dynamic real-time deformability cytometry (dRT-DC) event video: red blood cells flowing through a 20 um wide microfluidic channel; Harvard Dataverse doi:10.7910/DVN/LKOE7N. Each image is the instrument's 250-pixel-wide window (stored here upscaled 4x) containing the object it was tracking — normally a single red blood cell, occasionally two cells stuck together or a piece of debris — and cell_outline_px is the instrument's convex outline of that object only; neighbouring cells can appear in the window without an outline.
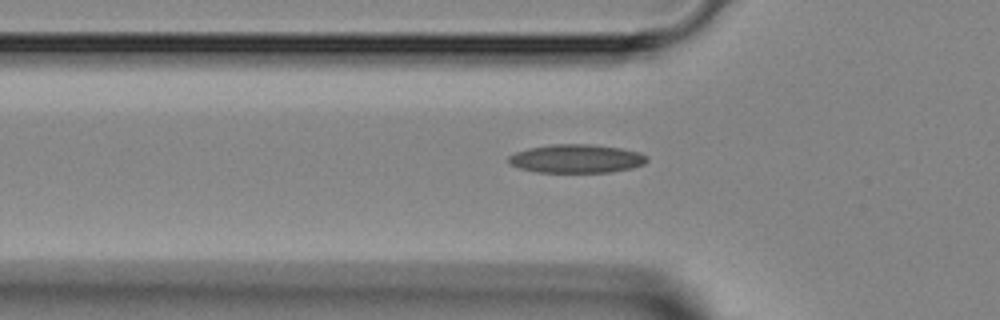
{"species": "Egyptian fruit bat (a non-hibernating species)", "species_latin": "Rousettus aegyptiacus", "temperature_condition": "room temperature", "stored_images_in_passage": 35, "camera_frame_rate_fps": 3000, "um_per_image_px": 0.085, "animal": {"sex": "female"}, "frame": {"image": 1, "passage_image": 5, "time_ms": 1.333, "image_size_px": [1000, 320], "cell_outline_px": [[648, 160], [644, 164], [632, 168], [612, 172], [536, 172], [520, 168], [508, 164], [508, 156], [516, 152], [528, 148], [552, 144], [588, 144], [620, 148], [640, 152], [648, 156]], "centroid_in_image_um": [49.0, 13.49], "position_along_channel_um": 76.8, "area_um2": 23.12}}
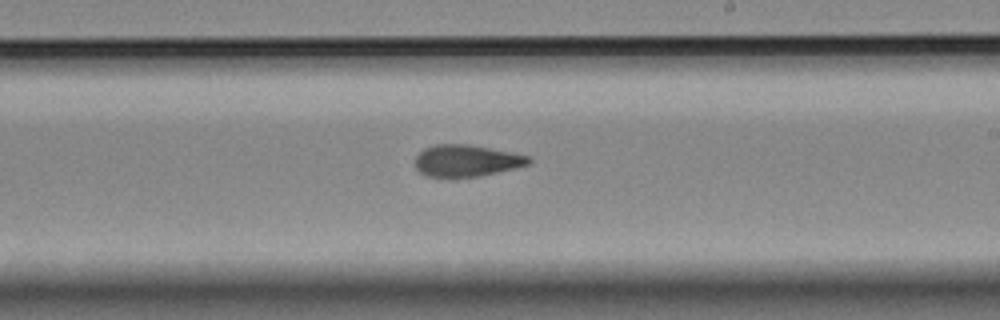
{"frame": {"image": 2, "passage_image": 17, "time_ms": 5.333, "image_size_px": [1000, 320], "cell_outline_px": [[532, 160], [528, 164], [480, 176], [428, 176], [420, 172], [416, 168], [416, 156], [424, 148], [436, 144], [468, 144], [528, 156]], "centroid_in_image_um": [39.61, 13.64], "position_along_channel_um": 249.4, "area_um2": 20.4}}
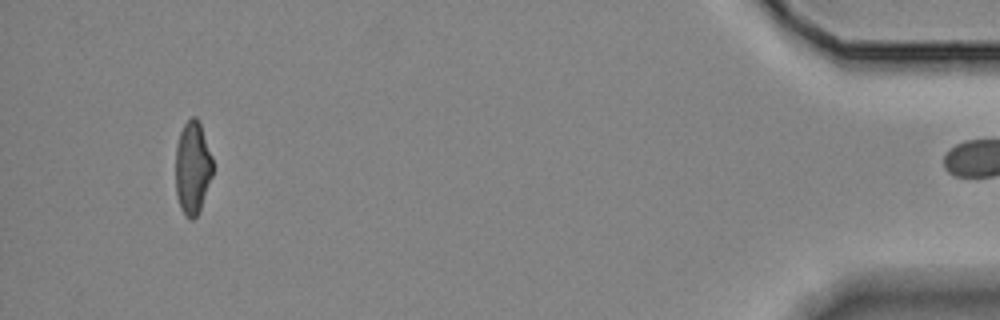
{"frame": {"image": 3, "passage_image": 34, "time_ms": 11.0, "image_size_px": [1000, 320], "cell_outline_px": [[212, 176], [200, 212], [192, 220], [184, 216], [180, 208], [176, 196], [176, 148], [180, 132], [184, 124], [192, 116], [196, 116], [200, 124], [212, 156]], "centroid_in_image_um": [16.36, 14.31], "position_along_channel_um": 418.8, "area_um2": 20.23}}